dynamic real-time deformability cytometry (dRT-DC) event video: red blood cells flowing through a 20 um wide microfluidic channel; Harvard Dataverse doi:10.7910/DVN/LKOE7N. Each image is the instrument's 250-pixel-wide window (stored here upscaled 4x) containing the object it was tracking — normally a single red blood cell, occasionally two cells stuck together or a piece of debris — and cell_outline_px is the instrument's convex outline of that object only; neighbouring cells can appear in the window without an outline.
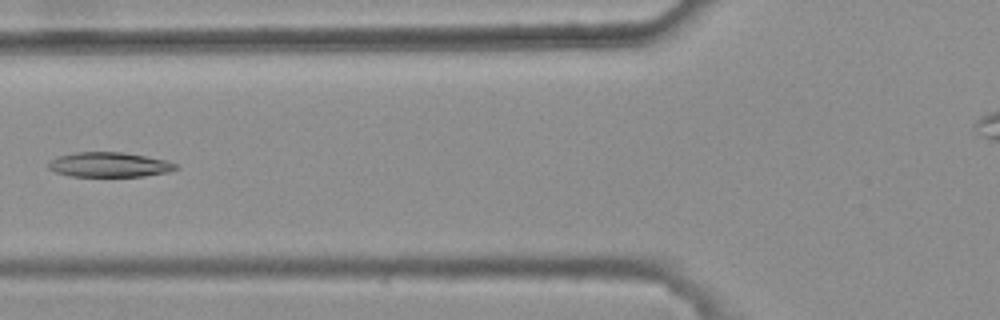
{"species": "common noctule bat (a hibernating species)", "species_latin": "Nyctalus noctula", "temperature_condition": "warm", "stored_images_in_passage": 6, "camera_frame_rate_fps": 3000, "um_per_image_px": 0.085, "animal": {"sex": "female", "body_mass_g": 25.1}, "frame": {"image": 1, "passage_image": 5, "time_ms": 1.333, "image_size_px": [1000, 320], "cell_outline_px": [[180, 168], [168, 172], [144, 176], [68, 176], [56, 172], [48, 168], [48, 164], [56, 156], [76, 152], [120, 152], [144, 156], [164, 160], [176, 164]], "centroid_in_image_um": [9.27, 14.0], "position_along_channel_um": 116.5, "area_um2": 18.26}}
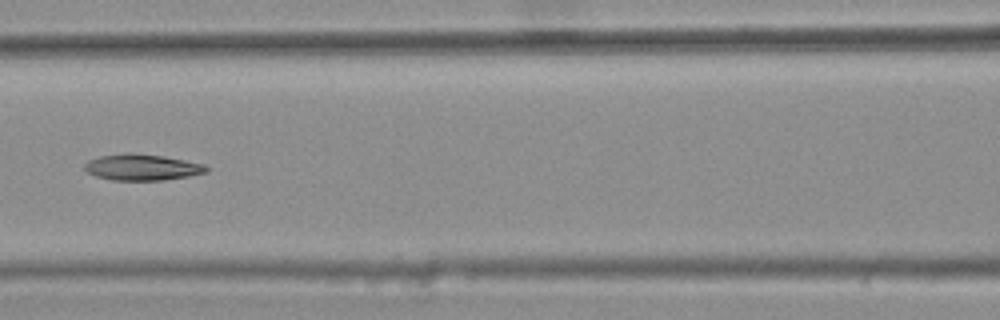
{"frame": {"image": 2, "passage_image": 6, "time_ms": 1.667, "image_size_px": [1000, 320], "cell_outline_px": [[208, 172], [188, 176], [164, 180], [112, 180], [96, 176], [88, 172], [84, 168], [84, 164], [88, 160], [100, 156], [128, 152], [132, 152], [164, 156], [204, 164], [208, 168]], "centroid_in_image_um": [12.07, 14.21], "position_along_channel_um": 154.5, "area_um2": 18.61}}